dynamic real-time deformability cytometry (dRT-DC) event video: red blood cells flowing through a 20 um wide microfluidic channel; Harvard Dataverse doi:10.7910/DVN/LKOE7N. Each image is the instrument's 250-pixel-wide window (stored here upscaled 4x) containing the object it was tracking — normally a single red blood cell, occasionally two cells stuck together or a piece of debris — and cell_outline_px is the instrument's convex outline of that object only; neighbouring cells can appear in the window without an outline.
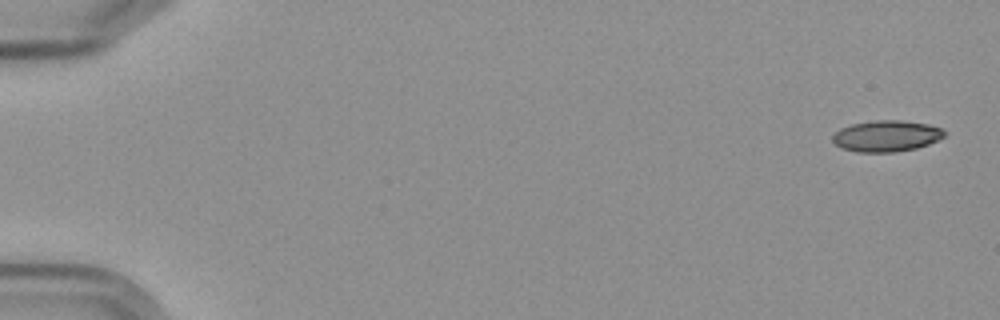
{"species": "Egyptian fruit bat (a non-hibernating species)", "species_latin": "Rousettus aegyptiacus", "temperature_condition": "cold", "stored_images_in_passage": 10, "camera_frame_rate_fps": 3000, "um_per_image_px": 0.085, "frame": {"image": 1, "passage_image": 1, "time_ms": 0.0, "image_size_px": [1000, 320], "cell_outline_px": [[944, 136], [928, 144], [916, 148], [896, 152], [856, 152], [840, 148], [832, 140], [832, 136], [840, 128], [852, 124], [876, 120], [900, 120], [928, 124], [940, 128], [944, 132]], "centroid_in_image_um": [75.3, 11.56], "position_along_channel_um": 9.7, "area_um2": 20.23}}
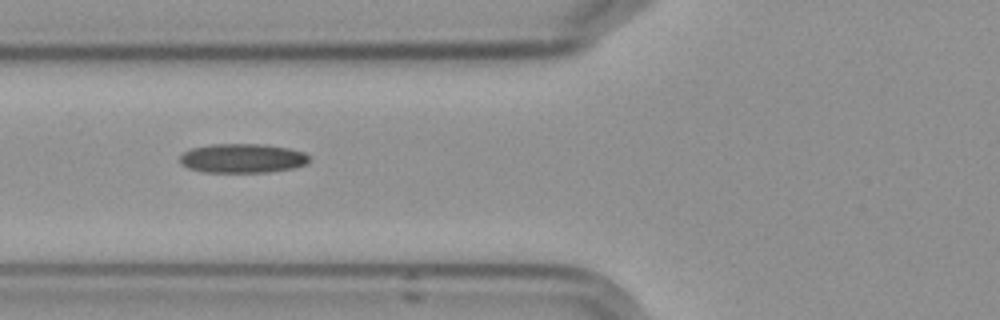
{"frame": {"image": 2, "passage_image": 7, "time_ms": 7.0, "image_size_px": [1000, 320], "cell_outline_px": [[308, 160], [304, 164], [292, 168], [268, 172], [204, 172], [188, 168], [180, 164], [180, 156], [184, 152], [192, 148], [208, 144], [264, 144], [288, 148], [304, 152], [308, 156]], "centroid_in_image_um": [20.56, 13.45], "position_along_channel_um": 105.2, "area_um2": 21.96}}
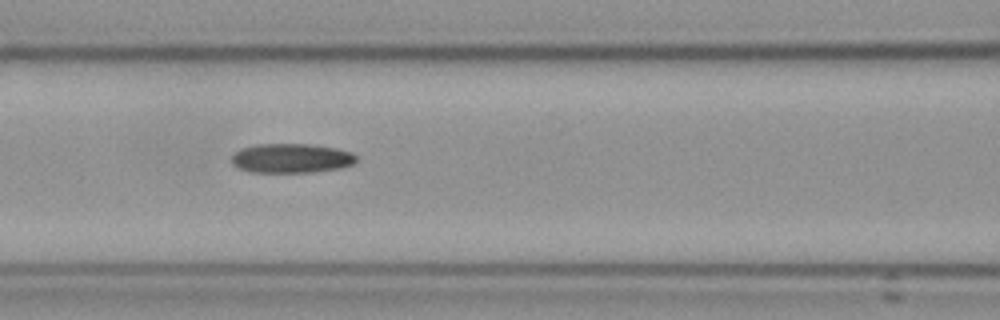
{"frame": {"image": 3, "passage_image": 8, "time_ms": 8.0, "image_size_px": [1000, 320], "cell_outline_px": [[356, 160], [352, 164], [340, 168], [312, 172], [248, 172], [236, 168], [232, 164], [232, 156], [240, 148], [256, 144], [308, 144], [336, 148], [352, 152], [356, 156]], "centroid_in_image_um": [24.72, 13.45], "position_along_channel_um": 141.9, "area_um2": 21.44}}